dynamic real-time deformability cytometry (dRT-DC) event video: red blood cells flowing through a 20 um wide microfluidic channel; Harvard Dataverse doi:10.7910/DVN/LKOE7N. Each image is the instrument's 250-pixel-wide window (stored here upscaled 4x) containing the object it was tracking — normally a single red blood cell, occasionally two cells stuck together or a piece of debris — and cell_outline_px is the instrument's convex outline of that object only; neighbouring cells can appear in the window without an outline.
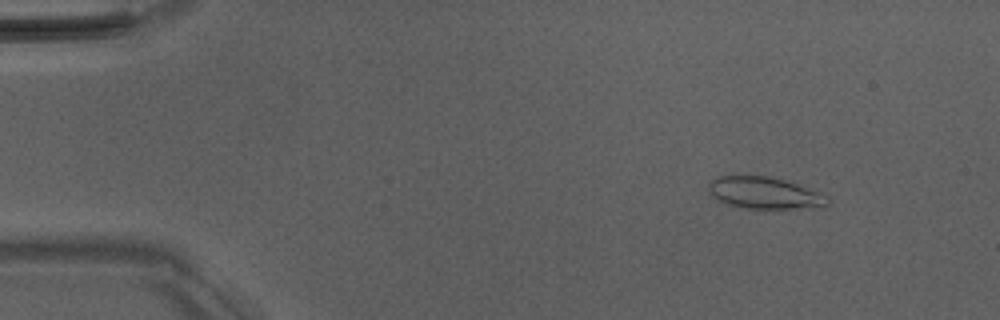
{"species": "Egyptian fruit bat (a non-hibernating species)", "species_latin": "Rousettus aegyptiacus", "temperature_condition": "room temperature", "stored_images_in_passage": 4, "camera_frame_rate_fps": 3000, "um_per_image_px": 0.085, "animal": {"sex": "male"}, "frame": {"image": 1, "passage_image": 1, "time_ms": 0.0, "image_size_px": [1000, 320], "cell_outline_px": [[828, 204], [824, 208], [744, 208], [728, 204], [716, 200], [708, 192], [708, 180], [720, 176], [768, 176], [784, 180], [820, 192], [828, 196]], "centroid_in_image_um": [64.97, 16.41], "position_along_channel_um": 20.0, "area_um2": 22.2}}